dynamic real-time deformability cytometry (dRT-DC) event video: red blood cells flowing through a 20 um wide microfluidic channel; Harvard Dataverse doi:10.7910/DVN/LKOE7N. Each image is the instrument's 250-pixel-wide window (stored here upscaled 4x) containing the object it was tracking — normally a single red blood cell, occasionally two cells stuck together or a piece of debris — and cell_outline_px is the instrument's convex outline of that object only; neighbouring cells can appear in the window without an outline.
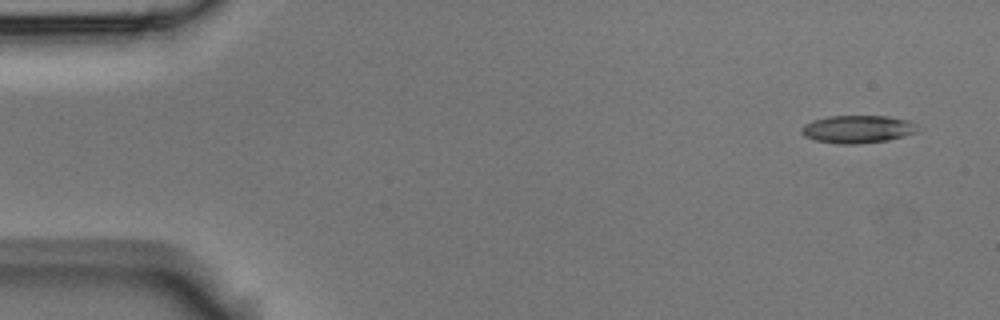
{"species": "Egyptian fruit bat (a non-hibernating species)", "species_latin": "Rousettus aegyptiacus", "temperature_condition": "room temperature", "stored_images_in_passage": 8, "camera_frame_rate_fps": 3000, "um_per_image_px": 0.085, "animal": {"sex": "male"}, "frame": {"image": 1, "passage_image": 1, "time_ms": 0.0, "image_size_px": [1000, 320], "cell_outline_px": [[924, 128], [916, 132], [904, 136], [888, 140], [856, 144], [840, 144], [816, 140], [804, 136], [800, 132], [800, 128], [804, 124], [812, 120], [828, 116], [888, 116], [908, 120]], "centroid_in_image_um": [72.92, 10.97], "position_along_channel_um": 12.1, "area_um2": 19.02}}
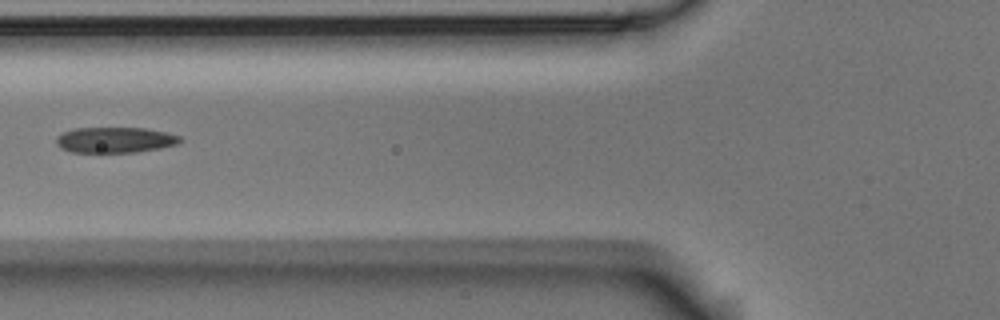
{"frame": {"image": 2, "passage_image": 6, "time_ms": 1.667, "image_size_px": [1000, 320], "cell_outline_px": [[184, 140], [180, 144], [160, 148], [136, 152], [72, 152], [60, 148], [56, 144], [56, 136], [72, 128], [144, 128], [168, 132], [180, 136]], "centroid_in_image_um": [9.81, 11.89], "position_along_channel_um": 116.0, "area_um2": 18.73}}
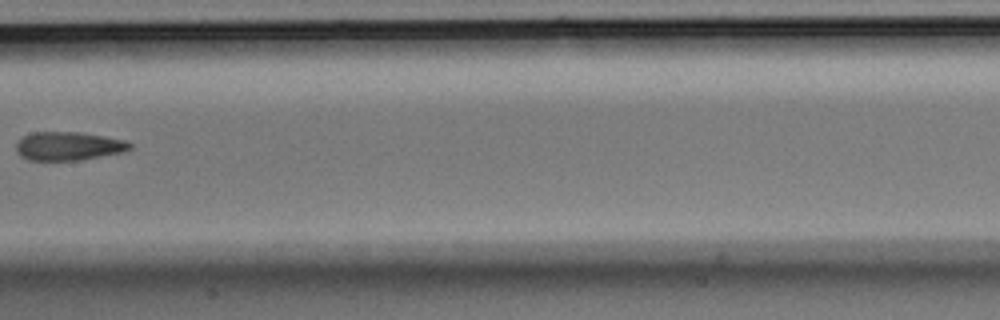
{"frame": {"image": 3, "passage_image": 8, "time_ms": 2.333, "image_size_px": [1000, 320], "cell_outline_px": [[132, 148], [120, 152], [80, 160], [28, 160], [20, 156], [16, 152], [16, 144], [24, 136], [32, 132], [80, 132], [104, 136], [124, 140], [132, 144]], "centroid_in_image_um": [5.79, 12.41], "position_along_channel_um": 201.6, "area_um2": 18.79}}